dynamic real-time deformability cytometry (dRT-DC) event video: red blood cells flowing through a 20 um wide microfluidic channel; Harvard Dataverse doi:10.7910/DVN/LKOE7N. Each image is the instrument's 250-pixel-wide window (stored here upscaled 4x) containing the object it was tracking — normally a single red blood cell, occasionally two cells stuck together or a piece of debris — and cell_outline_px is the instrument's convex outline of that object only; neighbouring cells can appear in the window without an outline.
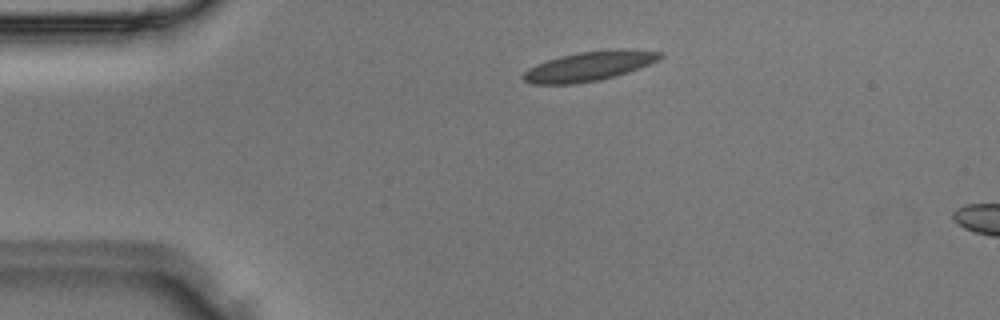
{"species": "Egyptian fruit bat (a non-hibernating species)", "species_latin": "Rousettus aegyptiacus", "temperature_condition": "room temperature", "stored_images_in_passage": 2, "camera_frame_rate_fps": 3000, "um_per_image_px": 0.085, "animal": {"sex": "male"}, "frame": {"image": 1, "passage_image": 1, "time_ms": 0.0, "image_size_px": [1000, 320], "cell_outline_px": [[664, 56], [648, 64], [628, 72], [616, 76], [600, 80], [576, 84], [532, 84], [524, 80], [520, 76], [528, 68], [536, 64], [560, 56], [580, 52], [624, 48], [664, 52]], "centroid_in_image_um": [50.07, 5.63], "position_along_channel_um": 34.9, "area_um2": 23.58}}